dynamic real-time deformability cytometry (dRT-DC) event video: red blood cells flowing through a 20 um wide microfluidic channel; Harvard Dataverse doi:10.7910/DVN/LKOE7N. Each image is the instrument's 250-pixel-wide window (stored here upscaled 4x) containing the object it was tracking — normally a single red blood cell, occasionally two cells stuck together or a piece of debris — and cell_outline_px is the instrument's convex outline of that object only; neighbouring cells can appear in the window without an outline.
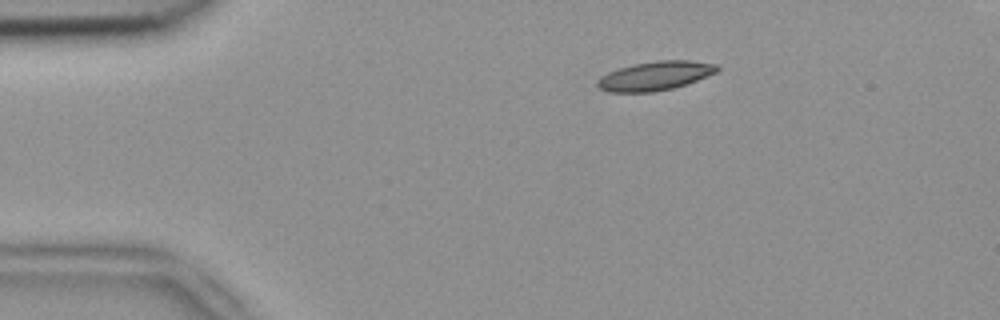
{"species": "common noctule bat (a hibernating species)", "species_latin": "Nyctalus noctula", "temperature_condition": "room temperature", "stored_images_in_passage": 6, "camera_frame_rate_fps": 3000, "um_per_image_px": 0.085, "animal": {"sex": "female", "body_mass_g": 18.4}, "frame": {"image": 1, "passage_image": 6, "time_ms": 1.667, "image_size_px": [1000, 320], "cell_outline_px": [[720, 68], [716, 72], [696, 80], [672, 88], [652, 92], [608, 92], [600, 88], [596, 84], [596, 80], [600, 76], [608, 72], [632, 64], [656, 60], [688, 60], [716, 64]], "centroid_in_image_um": [55.64, 6.44], "position_along_channel_um": 29.4, "area_um2": 20.11}}